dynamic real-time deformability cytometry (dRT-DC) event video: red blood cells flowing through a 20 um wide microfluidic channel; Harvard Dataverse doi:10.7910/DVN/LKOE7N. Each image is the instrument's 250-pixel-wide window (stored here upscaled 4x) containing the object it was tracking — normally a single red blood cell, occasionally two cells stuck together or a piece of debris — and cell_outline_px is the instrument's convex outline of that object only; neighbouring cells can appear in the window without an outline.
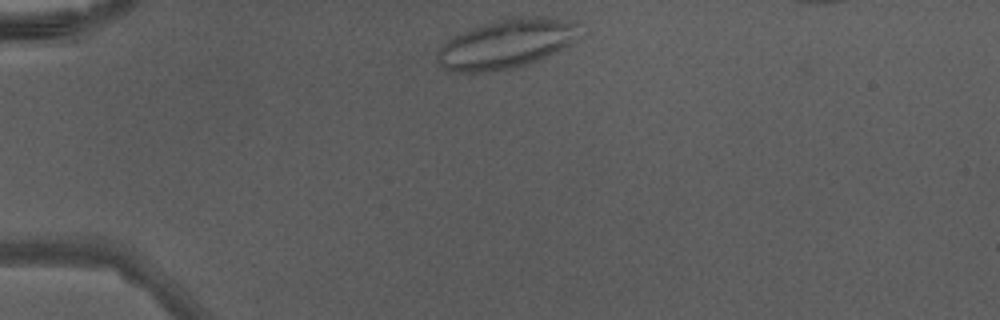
{"species": "Egyptian fruit bat (a non-hibernating species)", "species_latin": "Rousettus aegyptiacus", "temperature_condition": "warm", "stored_images_in_passage": 36, "camera_frame_rate_fps": 3000, "um_per_image_px": 0.085, "animal": {"sex": "male"}, "frame": {"image": 1, "passage_image": 1, "time_ms": 0.0, "image_size_px": [1000, 320], "cell_outline_px": [[580, 40], [572, 44], [536, 60], [516, 68], [496, 72], [444, 72], [436, 60], [436, 56], [440, 48], [452, 36], [480, 24], [508, 16], [544, 16], [568, 20], [576, 24]], "centroid_in_image_um": [43.0, 3.72], "position_along_channel_um": 42.0, "area_um2": 41.44}}